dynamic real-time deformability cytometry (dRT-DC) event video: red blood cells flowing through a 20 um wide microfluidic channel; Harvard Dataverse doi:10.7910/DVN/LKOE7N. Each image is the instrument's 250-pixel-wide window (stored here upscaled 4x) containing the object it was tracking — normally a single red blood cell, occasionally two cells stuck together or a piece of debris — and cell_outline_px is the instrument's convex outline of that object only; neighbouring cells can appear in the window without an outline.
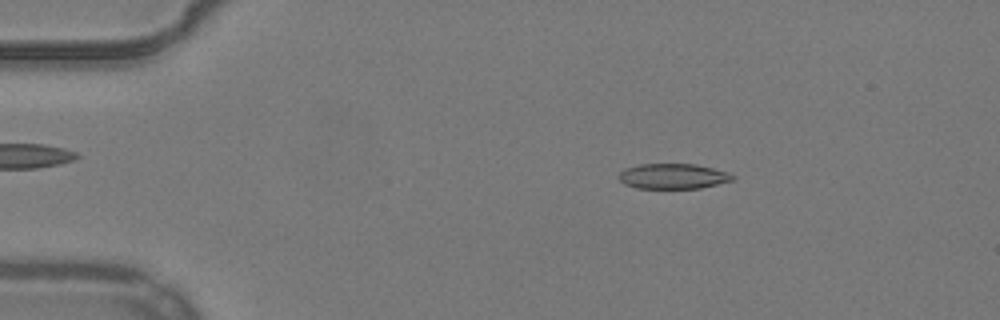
{"species": "common noctule bat (a hibernating species)", "species_latin": "Nyctalus noctula", "temperature_condition": "warm", "stored_images_in_passage": 53, "camera_frame_rate_fps": 3000, "um_per_image_px": 0.085, "animal": {"sex": "male", "body_mass_g": 19.2, "forearm_length_mm": 51.8}, "frame": {"image": 1, "passage_image": 9, "time_ms": 2.667, "image_size_px": [1000, 320], "cell_outline_px": [[736, 176], [732, 180], [700, 188], [636, 188], [624, 184], [620, 180], [620, 172], [624, 168], [640, 164], [696, 164], [712, 168]], "centroid_in_image_um": [57.17, 14.98], "position_along_channel_um": 27.8, "area_um2": 16.53}}
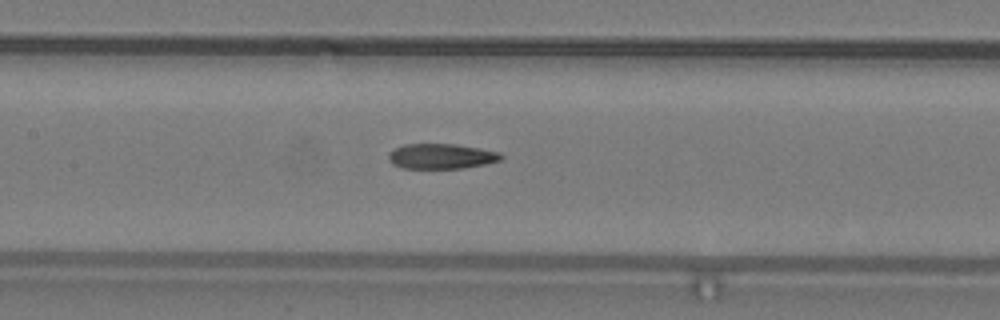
{"frame": {"image": 2, "passage_image": 25, "time_ms": 8.0, "image_size_px": [1000, 320], "cell_outline_px": [[504, 156], [500, 160], [484, 164], [460, 168], [404, 168], [392, 164], [388, 160], [388, 152], [404, 144], [456, 144], [480, 148], [500, 152]], "centroid_in_image_um": [37.49, 13.27], "position_along_channel_um": 169.9, "area_um2": 16.47}}
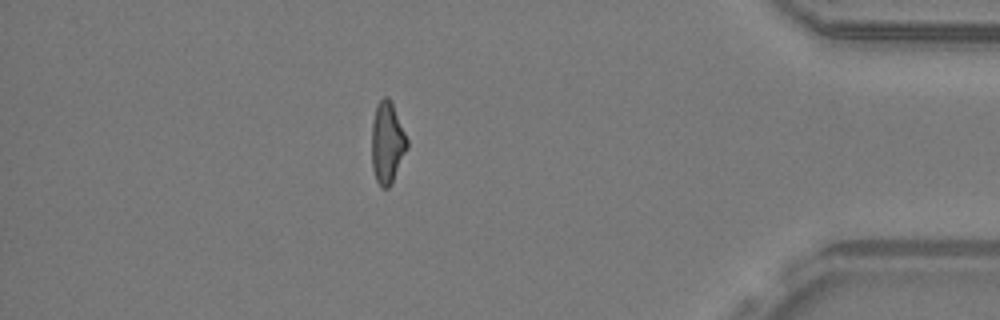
{"frame": {"image": 3, "passage_image": 46, "time_ms": 15.0, "image_size_px": [1000, 320], "cell_outline_px": [[408, 148], [392, 184], [388, 188], [380, 188], [376, 180], [372, 168], [372, 120], [376, 104], [384, 96], [388, 96], [392, 104], [408, 140]], "centroid_in_image_um": [32.91, 12.17], "position_along_channel_um": 402.3, "area_um2": 16.99}, "authors_computed_cell_mechanics": {"area_um2": 17.2822, "velocity_mm_per_s": 3.9049, "shape_relaxation_time_tau1_ms": null, "shape_relaxation_time_tau2_ms": 4.5533, "deformation_change_tau1": null, "deformation_change_tau2": 0.1491}}